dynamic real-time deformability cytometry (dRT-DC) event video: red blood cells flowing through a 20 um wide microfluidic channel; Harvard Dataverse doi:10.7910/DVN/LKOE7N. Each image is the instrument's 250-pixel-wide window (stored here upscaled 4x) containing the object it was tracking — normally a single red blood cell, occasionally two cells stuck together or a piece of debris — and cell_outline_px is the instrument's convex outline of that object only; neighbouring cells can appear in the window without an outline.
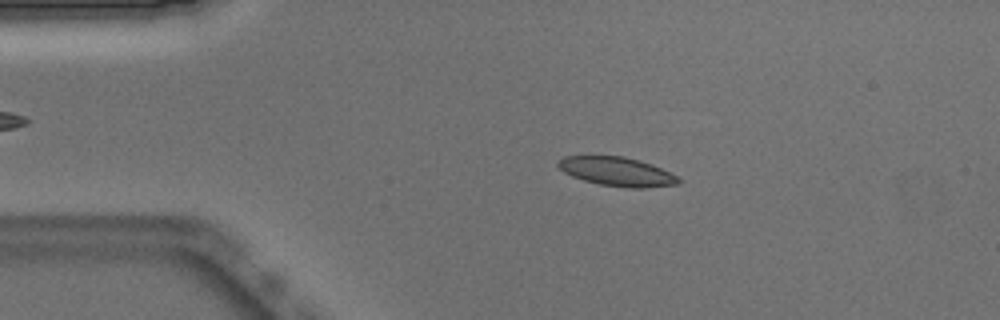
{"species": "Egyptian fruit bat (a non-hibernating species)", "species_latin": "Rousettus aegyptiacus", "temperature_condition": "warm", "stored_images_in_passage": 50, "camera_frame_rate_fps": 3000, "um_per_image_px": 0.085, "animal": {"sex": "male"}, "frame": {"image": 1, "passage_image": 9, "time_ms": 2.667, "image_size_px": [1000, 320], "cell_outline_px": [[680, 184], [648, 188], [624, 188], [600, 184], [584, 180], [572, 176], [564, 172], [556, 164], [564, 156], [624, 156], [652, 164], [676, 176], [680, 180]], "centroid_in_image_um": [52.45, 14.59], "position_along_channel_um": 32.5, "area_um2": 20.23}}
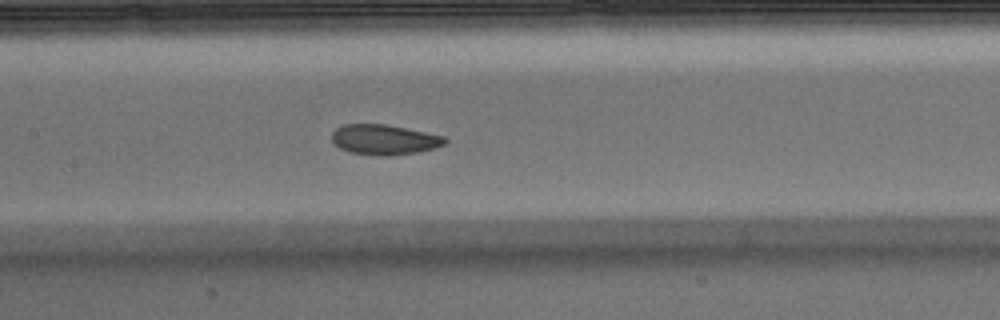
{"frame": {"image": 2, "passage_image": 23, "time_ms": 7.333, "image_size_px": [1000, 320], "cell_outline_px": [[448, 140], [444, 144], [436, 148], [416, 152], [388, 156], [384, 156], [348, 152], [340, 148], [332, 140], [332, 132], [336, 128], [344, 124], [384, 124], [444, 136]], "centroid_in_image_um": [32.65, 11.87], "position_along_channel_um": 174.8, "area_um2": 19.71}}
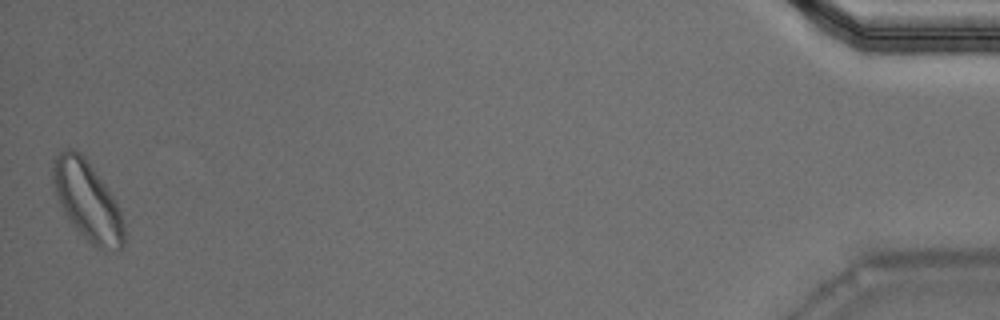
{"frame": {"image": 3, "passage_image": 50, "time_ms": 16.333, "image_size_px": [1000, 320], "cell_outline_px": [[124, 244], [116, 252], [104, 252], [96, 248], [72, 224], [60, 204], [52, 180], [52, 168], [56, 156], [60, 152], [68, 148], [72, 148], [80, 152], [84, 156], [104, 184], [112, 196], [120, 212], [124, 224]], "centroid_in_image_um": [7.44, 17.11], "position_along_channel_um": 427.8, "area_um2": 32.37}, "authors_computed_cell_mechanics": {"area_um2": 20.519, "velocity_mm_per_s": 3.8696, "shape_relaxation_time_tau1_ms": 4.3216, "shape_relaxation_time_tau2_ms": 2.7714, "deformation_change_tau1": 0.1042, "deformation_change_tau2": 0.0877}}